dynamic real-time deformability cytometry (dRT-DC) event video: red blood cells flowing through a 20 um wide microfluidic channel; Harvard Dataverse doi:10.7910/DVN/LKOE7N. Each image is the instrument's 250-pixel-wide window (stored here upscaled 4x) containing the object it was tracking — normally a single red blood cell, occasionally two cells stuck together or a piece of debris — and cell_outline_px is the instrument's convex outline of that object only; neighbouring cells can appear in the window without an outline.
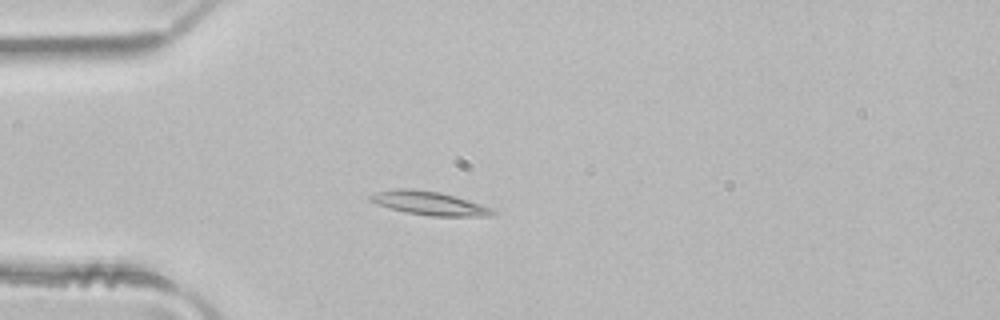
{"species": "common noctule bat (a hibernating species)", "species_latin": "Nyctalus noctula", "temperature_condition": "room temperature", "stored_images_in_passage": 4, "camera_frame_rate_fps": 3000, "um_per_image_px": 0.085, "animal": {"sex": "male", "body_mass_g": 21.5, "forearm_length_mm": 52.0}, "frame": {"image": 1, "passage_image": 4, "time_ms": 1.0, "image_size_px": [1000, 320], "cell_outline_px": [[496, 212], [492, 216], [432, 216], [404, 212], [388, 208], [376, 204], [368, 200], [368, 196], [376, 192], [400, 188], [412, 188], [440, 192], [496, 208]], "centroid_in_image_um": [36.5, 17.27], "position_along_channel_um": 48.5, "area_um2": 17.11}}